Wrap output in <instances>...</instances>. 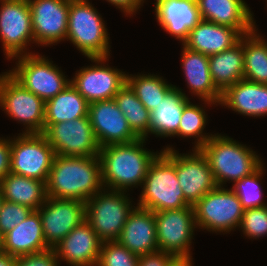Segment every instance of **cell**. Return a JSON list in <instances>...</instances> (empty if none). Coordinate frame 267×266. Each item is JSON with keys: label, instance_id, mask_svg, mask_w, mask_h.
Returning <instances> with one entry per match:
<instances>
[{"label": "cell", "instance_id": "6da1fadb", "mask_svg": "<svg viewBox=\"0 0 267 266\" xmlns=\"http://www.w3.org/2000/svg\"><path fill=\"white\" fill-rule=\"evenodd\" d=\"M102 189L99 156L55 155L46 182L47 196L86 202Z\"/></svg>", "mask_w": 267, "mask_h": 266}, {"label": "cell", "instance_id": "7a4b0ae2", "mask_svg": "<svg viewBox=\"0 0 267 266\" xmlns=\"http://www.w3.org/2000/svg\"><path fill=\"white\" fill-rule=\"evenodd\" d=\"M145 140L139 138L130 143L100 147L98 156L104 189L126 192L132 186L142 188L149 165L159 154L143 148Z\"/></svg>", "mask_w": 267, "mask_h": 266}, {"label": "cell", "instance_id": "3957f363", "mask_svg": "<svg viewBox=\"0 0 267 266\" xmlns=\"http://www.w3.org/2000/svg\"><path fill=\"white\" fill-rule=\"evenodd\" d=\"M137 205L153 212L191 206L185 199L176 174V150L166 147L152 161L144 178Z\"/></svg>", "mask_w": 267, "mask_h": 266}, {"label": "cell", "instance_id": "277c9868", "mask_svg": "<svg viewBox=\"0 0 267 266\" xmlns=\"http://www.w3.org/2000/svg\"><path fill=\"white\" fill-rule=\"evenodd\" d=\"M200 150L206 156L217 186L251 175L263 163L255 151L233 138L213 135Z\"/></svg>", "mask_w": 267, "mask_h": 266}, {"label": "cell", "instance_id": "5b68a950", "mask_svg": "<svg viewBox=\"0 0 267 266\" xmlns=\"http://www.w3.org/2000/svg\"><path fill=\"white\" fill-rule=\"evenodd\" d=\"M101 17L88 0H70L66 40L87 58L110 56V38Z\"/></svg>", "mask_w": 267, "mask_h": 266}, {"label": "cell", "instance_id": "8992f818", "mask_svg": "<svg viewBox=\"0 0 267 266\" xmlns=\"http://www.w3.org/2000/svg\"><path fill=\"white\" fill-rule=\"evenodd\" d=\"M126 192L102 189L86 204V218L102 242L117 241L133 210Z\"/></svg>", "mask_w": 267, "mask_h": 266}, {"label": "cell", "instance_id": "52a82bcc", "mask_svg": "<svg viewBox=\"0 0 267 266\" xmlns=\"http://www.w3.org/2000/svg\"><path fill=\"white\" fill-rule=\"evenodd\" d=\"M18 59L16 67L9 74L26 90L37 95L44 102L62 92L70 83V79L52 64L45 56L26 54L14 57Z\"/></svg>", "mask_w": 267, "mask_h": 266}, {"label": "cell", "instance_id": "ba28073f", "mask_svg": "<svg viewBox=\"0 0 267 266\" xmlns=\"http://www.w3.org/2000/svg\"><path fill=\"white\" fill-rule=\"evenodd\" d=\"M193 208L197 228L226 234L240 226L245 210L232 189L219 186L205 194Z\"/></svg>", "mask_w": 267, "mask_h": 266}, {"label": "cell", "instance_id": "9c48e42d", "mask_svg": "<svg viewBox=\"0 0 267 266\" xmlns=\"http://www.w3.org/2000/svg\"><path fill=\"white\" fill-rule=\"evenodd\" d=\"M54 157L43 133H20L11 139V173L46 183Z\"/></svg>", "mask_w": 267, "mask_h": 266}, {"label": "cell", "instance_id": "30bf717a", "mask_svg": "<svg viewBox=\"0 0 267 266\" xmlns=\"http://www.w3.org/2000/svg\"><path fill=\"white\" fill-rule=\"evenodd\" d=\"M0 107L26 126L23 133L44 132L45 102L26 90L8 72L0 74Z\"/></svg>", "mask_w": 267, "mask_h": 266}, {"label": "cell", "instance_id": "8fae6325", "mask_svg": "<svg viewBox=\"0 0 267 266\" xmlns=\"http://www.w3.org/2000/svg\"><path fill=\"white\" fill-rule=\"evenodd\" d=\"M0 3V40L7 59L33 54L26 52L27 44L34 43L28 0H0Z\"/></svg>", "mask_w": 267, "mask_h": 266}, {"label": "cell", "instance_id": "7c38bea8", "mask_svg": "<svg viewBox=\"0 0 267 266\" xmlns=\"http://www.w3.org/2000/svg\"><path fill=\"white\" fill-rule=\"evenodd\" d=\"M43 134L53 147L55 155L77 157L99 155L100 146L88 116L51 124Z\"/></svg>", "mask_w": 267, "mask_h": 266}, {"label": "cell", "instance_id": "4fadbf2b", "mask_svg": "<svg viewBox=\"0 0 267 266\" xmlns=\"http://www.w3.org/2000/svg\"><path fill=\"white\" fill-rule=\"evenodd\" d=\"M159 251L191 255L190 245L197 228L193 206L154 212Z\"/></svg>", "mask_w": 267, "mask_h": 266}, {"label": "cell", "instance_id": "5bb4252c", "mask_svg": "<svg viewBox=\"0 0 267 266\" xmlns=\"http://www.w3.org/2000/svg\"><path fill=\"white\" fill-rule=\"evenodd\" d=\"M108 57L88 58L96 65L84 67L76 72L70 83L90 104L96 101L114 99L126 84L127 74L104 64ZM103 64V65H102Z\"/></svg>", "mask_w": 267, "mask_h": 266}, {"label": "cell", "instance_id": "9a60e30c", "mask_svg": "<svg viewBox=\"0 0 267 266\" xmlns=\"http://www.w3.org/2000/svg\"><path fill=\"white\" fill-rule=\"evenodd\" d=\"M38 211L44 238L49 248H54L86 218V204L82 200L47 196Z\"/></svg>", "mask_w": 267, "mask_h": 266}, {"label": "cell", "instance_id": "2e32d148", "mask_svg": "<svg viewBox=\"0 0 267 266\" xmlns=\"http://www.w3.org/2000/svg\"><path fill=\"white\" fill-rule=\"evenodd\" d=\"M34 43L53 45L67 35L70 0H28Z\"/></svg>", "mask_w": 267, "mask_h": 266}, {"label": "cell", "instance_id": "e0dca14e", "mask_svg": "<svg viewBox=\"0 0 267 266\" xmlns=\"http://www.w3.org/2000/svg\"><path fill=\"white\" fill-rule=\"evenodd\" d=\"M88 117L100 147L130 143L139 139L114 99L90 103Z\"/></svg>", "mask_w": 267, "mask_h": 266}, {"label": "cell", "instance_id": "ac0fdd59", "mask_svg": "<svg viewBox=\"0 0 267 266\" xmlns=\"http://www.w3.org/2000/svg\"><path fill=\"white\" fill-rule=\"evenodd\" d=\"M191 154L176 150V174L186 201L195 205L205 194L217 187L206 156L200 149Z\"/></svg>", "mask_w": 267, "mask_h": 266}, {"label": "cell", "instance_id": "d6986e66", "mask_svg": "<svg viewBox=\"0 0 267 266\" xmlns=\"http://www.w3.org/2000/svg\"><path fill=\"white\" fill-rule=\"evenodd\" d=\"M102 241L84 220L72 229L53 249L59 261L71 266H97ZM62 259V260H61Z\"/></svg>", "mask_w": 267, "mask_h": 266}, {"label": "cell", "instance_id": "ffe728a7", "mask_svg": "<svg viewBox=\"0 0 267 266\" xmlns=\"http://www.w3.org/2000/svg\"><path fill=\"white\" fill-rule=\"evenodd\" d=\"M117 241L137 256L159 251L154 212L134 206Z\"/></svg>", "mask_w": 267, "mask_h": 266}, {"label": "cell", "instance_id": "44dd1931", "mask_svg": "<svg viewBox=\"0 0 267 266\" xmlns=\"http://www.w3.org/2000/svg\"><path fill=\"white\" fill-rule=\"evenodd\" d=\"M202 20L237 29L242 35L255 28L253 14L244 0H196Z\"/></svg>", "mask_w": 267, "mask_h": 266}, {"label": "cell", "instance_id": "7402d4cb", "mask_svg": "<svg viewBox=\"0 0 267 266\" xmlns=\"http://www.w3.org/2000/svg\"><path fill=\"white\" fill-rule=\"evenodd\" d=\"M154 9L159 25L182 44L202 20L196 0H166Z\"/></svg>", "mask_w": 267, "mask_h": 266}, {"label": "cell", "instance_id": "603a6c76", "mask_svg": "<svg viewBox=\"0 0 267 266\" xmlns=\"http://www.w3.org/2000/svg\"><path fill=\"white\" fill-rule=\"evenodd\" d=\"M241 37L242 34L237 29L201 20L190 30L187 40L182 45L190 50L211 56L232 48Z\"/></svg>", "mask_w": 267, "mask_h": 266}, {"label": "cell", "instance_id": "cb8c5ba5", "mask_svg": "<svg viewBox=\"0 0 267 266\" xmlns=\"http://www.w3.org/2000/svg\"><path fill=\"white\" fill-rule=\"evenodd\" d=\"M182 69L191 93L210 105L219 104L222 92L215 86L209 70V56L183 45Z\"/></svg>", "mask_w": 267, "mask_h": 266}, {"label": "cell", "instance_id": "d4e9b609", "mask_svg": "<svg viewBox=\"0 0 267 266\" xmlns=\"http://www.w3.org/2000/svg\"><path fill=\"white\" fill-rule=\"evenodd\" d=\"M220 104L246 116H266L267 85L242 79L222 92Z\"/></svg>", "mask_w": 267, "mask_h": 266}, {"label": "cell", "instance_id": "484cf974", "mask_svg": "<svg viewBox=\"0 0 267 266\" xmlns=\"http://www.w3.org/2000/svg\"><path fill=\"white\" fill-rule=\"evenodd\" d=\"M49 249L44 238L38 210L4 235L3 252L12 257L33 254Z\"/></svg>", "mask_w": 267, "mask_h": 266}, {"label": "cell", "instance_id": "4316f807", "mask_svg": "<svg viewBox=\"0 0 267 266\" xmlns=\"http://www.w3.org/2000/svg\"><path fill=\"white\" fill-rule=\"evenodd\" d=\"M188 96L174 86L163 100L150 112V134L158 137H172L178 132L184 106Z\"/></svg>", "mask_w": 267, "mask_h": 266}, {"label": "cell", "instance_id": "83f0119b", "mask_svg": "<svg viewBox=\"0 0 267 266\" xmlns=\"http://www.w3.org/2000/svg\"><path fill=\"white\" fill-rule=\"evenodd\" d=\"M0 190L5 201L38 210L47 199L44 181L8 173L0 180Z\"/></svg>", "mask_w": 267, "mask_h": 266}, {"label": "cell", "instance_id": "f1b7e54d", "mask_svg": "<svg viewBox=\"0 0 267 266\" xmlns=\"http://www.w3.org/2000/svg\"><path fill=\"white\" fill-rule=\"evenodd\" d=\"M209 70L221 92L244 79L243 35L232 48L209 56Z\"/></svg>", "mask_w": 267, "mask_h": 266}, {"label": "cell", "instance_id": "f546056e", "mask_svg": "<svg viewBox=\"0 0 267 266\" xmlns=\"http://www.w3.org/2000/svg\"><path fill=\"white\" fill-rule=\"evenodd\" d=\"M89 103L69 83L52 99L45 102L44 131L51 125L88 116Z\"/></svg>", "mask_w": 267, "mask_h": 266}, {"label": "cell", "instance_id": "4dcf8cb0", "mask_svg": "<svg viewBox=\"0 0 267 266\" xmlns=\"http://www.w3.org/2000/svg\"><path fill=\"white\" fill-rule=\"evenodd\" d=\"M244 79L267 85V41L256 27L243 35Z\"/></svg>", "mask_w": 267, "mask_h": 266}, {"label": "cell", "instance_id": "1f68e13d", "mask_svg": "<svg viewBox=\"0 0 267 266\" xmlns=\"http://www.w3.org/2000/svg\"><path fill=\"white\" fill-rule=\"evenodd\" d=\"M114 100L131 130L139 138L147 140L150 133V111L145 108L132 88L126 83L114 96Z\"/></svg>", "mask_w": 267, "mask_h": 266}, {"label": "cell", "instance_id": "d6a6232c", "mask_svg": "<svg viewBox=\"0 0 267 266\" xmlns=\"http://www.w3.org/2000/svg\"><path fill=\"white\" fill-rule=\"evenodd\" d=\"M162 78L154 74L136 76L127 74L126 83L132 88L145 108L151 112L175 86L171 83L168 84Z\"/></svg>", "mask_w": 267, "mask_h": 266}, {"label": "cell", "instance_id": "836d02e7", "mask_svg": "<svg viewBox=\"0 0 267 266\" xmlns=\"http://www.w3.org/2000/svg\"><path fill=\"white\" fill-rule=\"evenodd\" d=\"M206 115L203 107L194 105L189 101L184 106L178 132L175 135L190 138L194 137V139L196 137L197 141L193 148L200 149L213 136V134L206 135V133H203L206 125Z\"/></svg>", "mask_w": 267, "mask_h": 266}, {"label": "cell", "instance_id": "e575fe53", "mask_svg": "<svg viewBox=\"0 0 267 266\" xmlns=\"http://www.w3.org/2000/svg\"><path fill=\"white\" fill-rule=\"evenodd\" d=\"M263 165L264 163L251 175L236 181L231 188L239 198L244 209L267 206V203L265 204L261 199L260 180H262L261 175L264 172Z\"/></svg>", "mask_w": 267, "mask_h": 266}, {"label": "cell", "instance_id": "d590c367", "mask_svg": "<svg viewBox=\"0 0 267 266\" xmlns=\"http://www.w3.org/2000/svg\"><path fill=\"white\" fill-rule=\"evenodd\" d=\"M139 256L118 241L102 242L97 266H138Z\"/></svg>", "mask_w": 267, "mask_h": 266}, {"label": "cell", "instance_id": "8d00e7d4", "mask_svg": "<svg viewBox=\"0 0 267 266\" xmlns=\"http://www.w3.org/2000/svg\"><path fill=\"white\" fill-rule=\"evenodd\" d=\"M239 228L248 238L267 236V206L245 209Z\"/></svg>", "mask_w": 267, "mask_h": 266}, {"label": "cell", "instance_id": "74e56055", "mask_svg": "<svg viewBox=\"0 0 267 266\" xmlns=\"http://www.w3.org/2000/svg\"><path fill=\"white\" fill-rule=\"evenodd\" d=\"M32 211L27 206L4 200L0 209V230L3 235L26 219Z\"/></svg>", "mask_w": 267, "mask_h": 266}, {"label": "cell", "instance_id": "f35d334b", "mask_svg": "<svg viewBox=\"0 0 267 266\" xmlns=\"http://www.w3.org/2000/svg\"><path fill=\"white\" fill-rule=\"evenodd\" d=\"M59 262L53 248L15 258V266H59Z\"/></svg>", "mask_w": 267, "mask_h": 266}, {"label": "cell", "instance_id": "ab89813d", "mask_svg": "<svg viewBox=\"0 0 267 266\" xmlns=\"http://www.w3.org/2000/svg\"><path fill=\"white\" fill-rule=\"evenodd\" d=\"M173 256L171 253L163 251L142 255L139 256L138 266H168Z\"/></svg>", "mask_w": 267, "mask_h": 266}, {"label": "cell", "instance_id": "60d3db41", "mask_svg": "<svg viewBox=\"0 0 267 266\" xmlns=\"http://www.w3.org/2000/svg\"><path fill=\"white\" fill-rule=\"evenodd\" d=\"M11 167V139L0 138V180L8 173Z\"/></svg>", "mask_w": 267, "mask_h": 266}, {"label": "cell", "instance_id": "b9f144b4", "mask_svg": "<svg viewBox=\"0 0 267 266\" xmlns=\"http://www.w3.org/2000/svg\"><path fill=\"white\" fill-rule=\"evenodd\" d=\"M112 5H115L121 11H123L126 15L132 16L133 13L140 8L142 4V0H106ZM132 14V15H131Z\"/></svg>", "mask_w": 267, "mask_h": 266}, {"label": "cell", "instance_id": "7bdbcfd3", "mask_svg": "<svg viewBox=\"0 0 267 266\" xmlns=\"http://www.w3.org/2000/svg\"><path fill=\"white\" fill-rule=\"evenodd\" d=\"M168 266H193L191 255H177L173 256Z\"/></svg>", "mask_w": 267, "mask_h": 266}, {"label": "cell", "instance_id": "ee69618b", "mask_svg": "<svg viewBox=\"0 0 267 266\" xmlns=\"http://www.w3.org/2000/svg\"><path fill=\"white\" fill-rule=\"evenodd\" d=\"M0 266H15V257H12L5 252H1Z\"/></svg>", "mask_w": 267, "mask_h": 266}, {"label": "cell", "instance_id": "f6af8a7d", "mask_svg": "<svg viewBox=\"0 0 267 266\" xmlns=\"http://www.w3.org/2000/svg\"><path fill=\"white\" fill-rule=\"evenodd\" d=\"M3 247H4V235L0 230V253L3 252Z\"/></svg>", "mask_w": 267, "mask_h": 266}, {"label": "cell", "instance_id": "bcb514c9", "mask_svg": "<svg viewBox=\"0 0 267 266\" xmlns=\"http://www.w3.org/2000/svg\"><path fill=\"white\" fill-rule=\"evenodd\" d=\"M166 0H156L155 8L158 7L161 3L165 2ZM142 3H144V0H142Z\"/></svg>", "mask_w": 267, "mask_h": 266}, {"label": "cell", "instance_id": "7dc6e473", "mask_svg": "<svg viewBox=\"0 0 267 266\" xmlns=\"http://www.w3.org/2000/svg\"><path fill=\"white\" fill-rule=\"evenodd\" d=\"M3 201H4V198H3L2 192L0 190V209H1Z\"/></svg>", "mask_w": 267, "mask_h": 266}]
</instances>
